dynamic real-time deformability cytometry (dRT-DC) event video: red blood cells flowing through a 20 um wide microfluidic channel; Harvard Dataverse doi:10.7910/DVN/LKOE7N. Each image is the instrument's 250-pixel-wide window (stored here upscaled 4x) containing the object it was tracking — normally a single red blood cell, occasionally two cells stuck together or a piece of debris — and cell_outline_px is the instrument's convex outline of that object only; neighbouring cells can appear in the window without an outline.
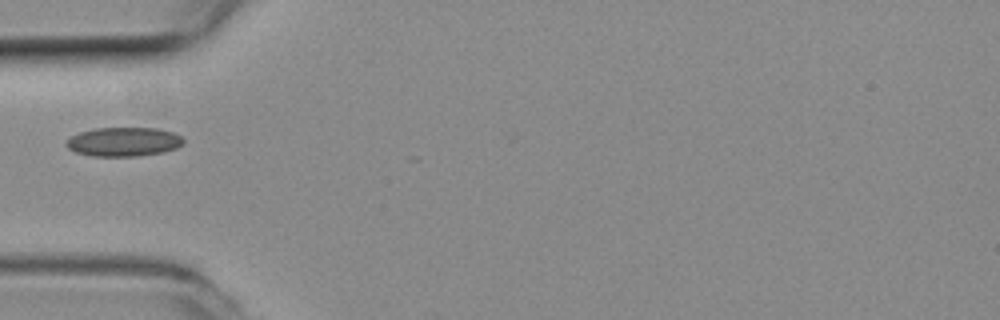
{"species": "common noctule bat (a hibernating species)", "species_latin": "Nyctalus noctula", "temperature_condition": "room temperature", "stored_images_in_passage": 7, "camera_frame_rate_fps": 3000, "um_per_image_px": 0.085, "animal": {"sex": "female", "body_mass_g": 19.3, "forearm_length_mm": 54.1}, "frame": {"image": 1, "passage_image": 1, "time_ms": 0.0, "image_size_px": [1000, 320], "cell_outline_px": [[184, 144], [176, 148], [160, 152], [136, 156], [92, 156], [76, 152], [68, 148], [64, 144], [64, 140], [80, 132], [96, 128], [156, 128], [172, 132], [180, 136], [184, 140]], "centroid_in_image_um": [10.48, 12.05], "position_along_channel_um": 74.5, "area_um2": 19.77}}